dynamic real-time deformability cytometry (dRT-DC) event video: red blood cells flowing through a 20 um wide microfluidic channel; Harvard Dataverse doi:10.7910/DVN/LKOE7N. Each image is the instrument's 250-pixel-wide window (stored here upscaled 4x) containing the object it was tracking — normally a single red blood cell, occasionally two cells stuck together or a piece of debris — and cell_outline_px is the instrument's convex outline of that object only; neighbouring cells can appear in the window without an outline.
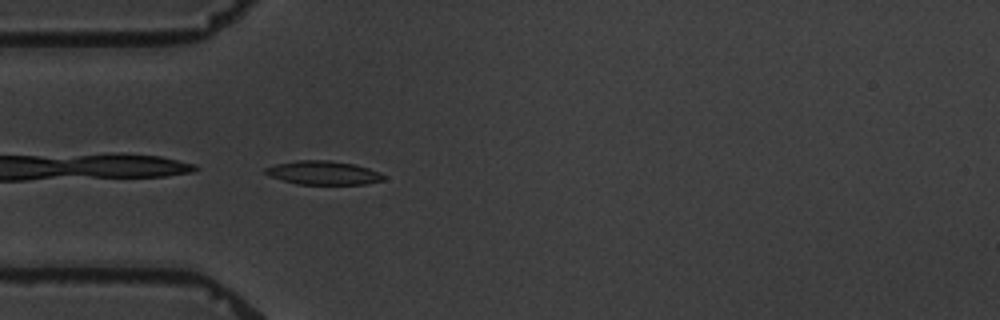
{"species": "common noctule bat (a hibernating species)", "species_latin": "Nyctalus noctula", "temperature_condition": "warm", "stored_images_in_passage": 4, "camera_frame_rate_fps": 3000, "um_per_image_px": 0.085, "animal": {"sex": "male", "body_mass_g": 19.5, "forearm_length_mm": 54.6}, "frame": {"image": 1, "passage_image": 4, "time_ms": 5.0, "image_size_px": [1000, 320], "cell_outline_px": [[384, 180], [364, 184], [296, 184], [268, 176], [264, 172], [264, 168], [276, 164], [296, 160], [328, 160], [352, 164], [368, 168], [384, 176]], "centroid_in_image_um": [27.4, 14.69], "position_along_channel_um": 57.6, "area_um2": 16.18}}